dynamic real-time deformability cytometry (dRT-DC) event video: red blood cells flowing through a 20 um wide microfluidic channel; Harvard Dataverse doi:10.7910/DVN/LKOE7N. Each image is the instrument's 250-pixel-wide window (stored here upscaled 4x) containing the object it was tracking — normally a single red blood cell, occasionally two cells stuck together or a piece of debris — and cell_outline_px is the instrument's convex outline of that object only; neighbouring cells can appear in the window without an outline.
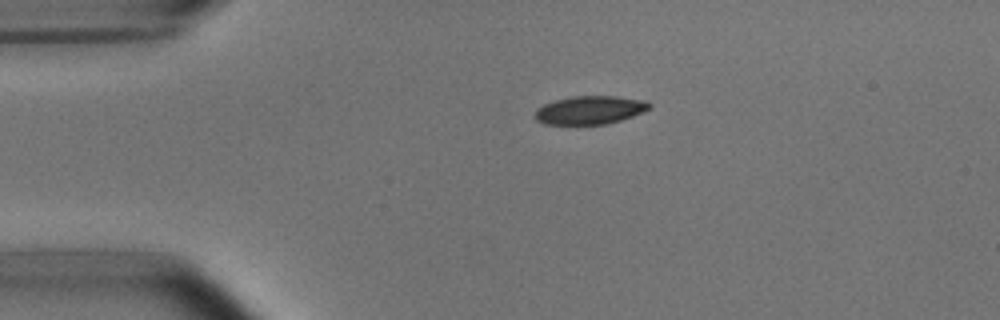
{"species": "common noctule bat (a hibernating species)", "species_latin": "Nyctalus noctula", "temperature_condition": "room temperature", "stored_images_in_passage": 3, "camera_frame_rate_fps": 3000, "um_per_image_px": 0.085, "animal": {"sex": "male", "body_mass_g": 15.6}, "frame": {"image": 1, "passage_image": 1, "time_ms": 0.0, "image_size_px": [1000, 320], "cell_outline_px": [[652, 108], [632, 116], [620, 120], [604, 124], [544, 124], [536, 120], [536, 112], [544, 104], [556, 100], [572, 96], [616, 96], [648, 100], [652, 104]], "centroid_in_image_um": [50.21, 9.34], "position_along_channel_um": 34.8, "area_um2": 18.79}}
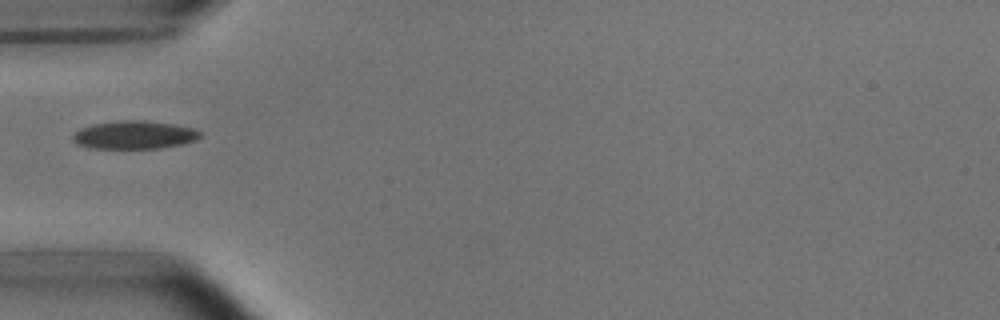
{"frame": {"image": 2, "passage_image": 3, "time_ms": 2.0, "image_size_px": [1000, 320], "cell_outline_px": [[200, 136], [196, 140], [184, 144], [160, 148], [88, 148], [76, 144], [72, 140], [72, 136], [80, 128], [96, 124], [120, 120], [144, 120], [172, 124], [192, 128], [200, 132]], "centroid_in_image_um": [11.4, 11.47], "position_along_channel_um": 73.6, "area_um2": 20.81}}